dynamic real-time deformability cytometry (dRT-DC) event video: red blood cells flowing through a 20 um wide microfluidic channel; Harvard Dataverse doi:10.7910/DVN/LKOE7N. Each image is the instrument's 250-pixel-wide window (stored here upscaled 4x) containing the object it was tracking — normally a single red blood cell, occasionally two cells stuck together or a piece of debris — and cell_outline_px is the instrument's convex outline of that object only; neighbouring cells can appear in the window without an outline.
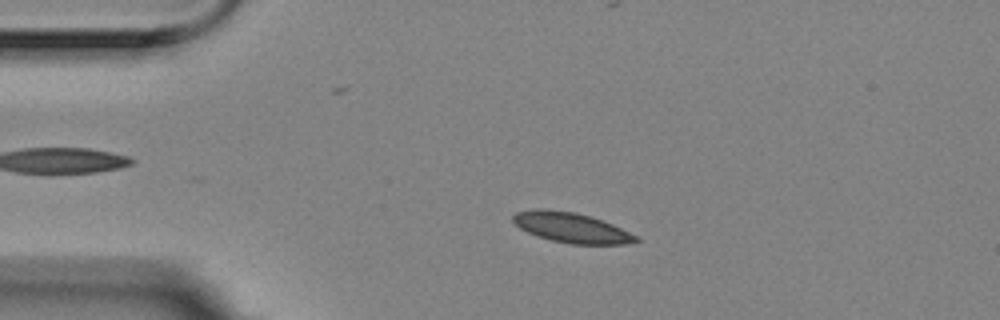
{"species": "Egyptian fruit bat (a non-hibernating species)", "species_latin": "Rousettus aegyptiacus", "temperature_condition": "room temperature", "stored_images_in_passage": 4, "camera_frame_rate_fps": 3000, "um_per_image_px": 0.085, "animal": {"sex": "female"}, "frame": {"image": 1, "passage_image": 3, "time_ms": 0.667, "image_size_px": [1000, 320], "cell_outline_px": [[640, 240], [624, 244], [572, 244], [552, 240], [536, 236], [520, 228], [512, 220], [512, 216], [516, 212], [536, 208], [548, 208], [576, 212], [612, 224], [640, 236]], "centroid_in_image_um": [48.56, 19.34], "position_along_channel_um": 36.4, "area_um2": 21.62}}
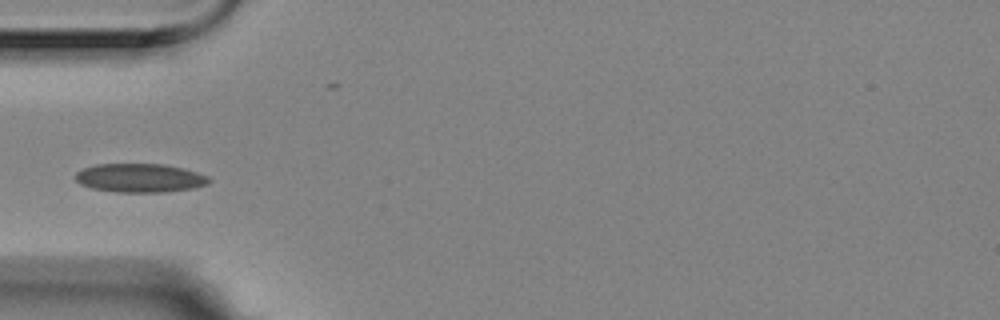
{"frame": {"image": 2, "passage_image": 4, "time_ms": 1.0, "image_size_px": [1000, 320], "cell_outline_px": [[212, 180], [208, 184], [196, 188], [164, 192], [116, 192], [92, 188], [80, 184], [76, 180], [76, 172], [84, 168], [96, 164], [164, 164], [196, 172], [208, 176]], "centroid_in_image_um": [11.91, 15.13], "position_along_channel_um": 73.1, "area_um2": 22.37}}